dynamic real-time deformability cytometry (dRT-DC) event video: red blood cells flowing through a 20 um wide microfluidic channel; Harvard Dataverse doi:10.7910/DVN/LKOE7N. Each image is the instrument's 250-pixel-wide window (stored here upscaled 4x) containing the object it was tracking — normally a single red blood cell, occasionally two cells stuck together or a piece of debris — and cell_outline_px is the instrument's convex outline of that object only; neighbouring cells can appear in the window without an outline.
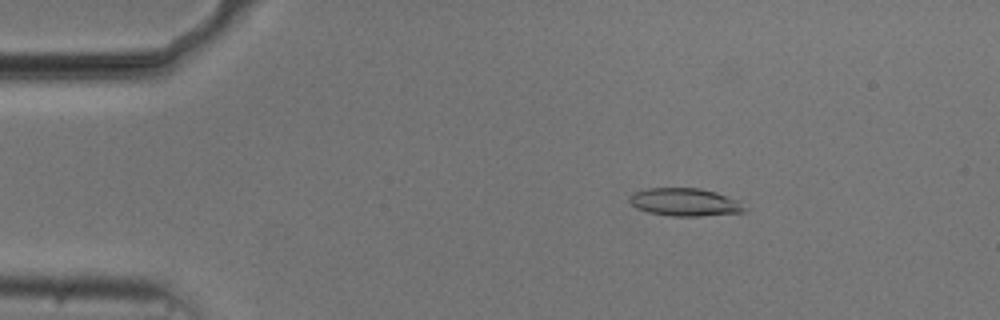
{"species": "common noctule bat (a hibernating species)", "species_latin": "Nyctalus noctula", "temperature_condition": "cold", "stored_images_in_passage": 49, "camera_frame_rate_fps": 3000, "um_per_image_px": 0.085, "animal": {"sex": "male", "body_mass_g": 20.5, "forearm_length_mm": 52.5}, "frame": {"image": 1, "passage_image": 4, "time_ms": 1.0, "image_size_px": [1000, 320], "cell_outline_px": [[748, 208], [744, 212], [700, 216], [672, 216], [648, 212], [636, 208], [628, 200], [628, 196], [636, 192], [648, 188], [700, 188], [716, 192], [740, 200]], "centroid_in_image_um": [58.26, 17.18], "position_along_channel_um": 26.7, "area_um2": 18.84}}
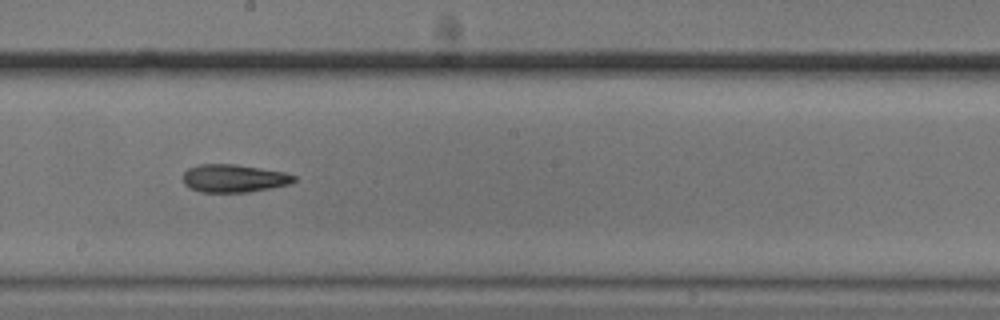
{"frame": {"image": 2, "passage_image": 25, "time_ms": 8.0, "image_size_px": [1000, 320], "cell_outline_px": [[296, 180], [288, 184], [248, 192], [200, 192], [188, 188], [184, 184], [184, 172], [188, 168], [200, 164], [232, 164], [284, 172], [296, 176]], "centroid_in_image_um": [19.84, 15.16], "position_along_channel_um": 228.4, "area_um2": 17.86}}
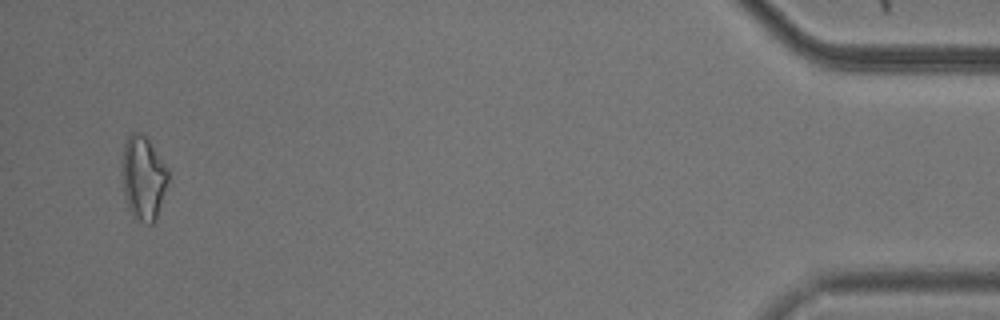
{"frame": {"image": 3, "passage_image": 47, "time_ms": 15.333, "image_size_px": [1000, 320], "cell_outline_px": [[168, 180], [156, 220], [152, 224], [148, 224], [140, 220], [128, 208], [124, 196], [120, 160], [124, 144], [128, 136], [132, 132], [140, 132], [148, 140], [168, 168]], "centroid_in_image_um": [12.15, 15.09], "position_along_channel_um": 423.1, "area_um2": 22.54}}